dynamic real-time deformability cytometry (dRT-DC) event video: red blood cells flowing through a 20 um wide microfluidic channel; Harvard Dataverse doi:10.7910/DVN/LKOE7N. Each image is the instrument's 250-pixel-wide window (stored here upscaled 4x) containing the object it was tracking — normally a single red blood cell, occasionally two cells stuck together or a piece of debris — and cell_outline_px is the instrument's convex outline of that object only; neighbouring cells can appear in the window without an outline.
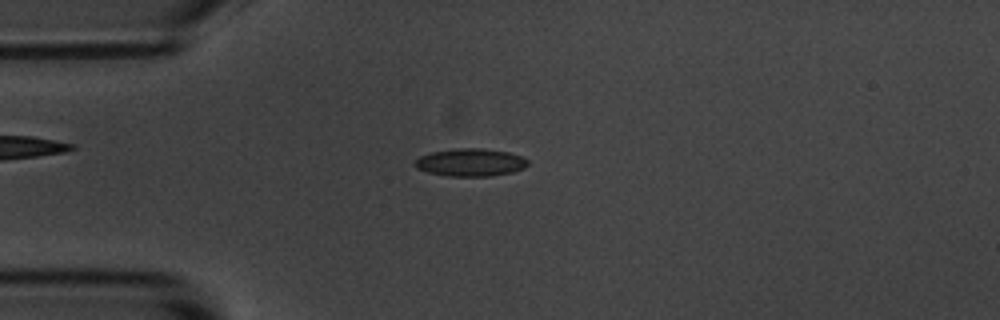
{"species": "common noctule bat (a hibernating species)", "species_latin": "Nyctalus noctula", "temperature_condition": "room temperature", "stored_images_in_passage": 42, "camera_frame_rate_fps": 3000, "um_per_image_px": 0.085, "animal": {"sex": "male", "body_mass_g": 20.1, "forearm_length_mm": 53.5}, "frame": {"image": 1, "passage_image": 1, "time_ms": 0.0, "image_size_px": [1000, 320], "cell_outline_px": [[528, 164], [524, 168], [512, 172], [492, 176], [448, 176], [428, 172], [416, 168], [412, 164], [420, 156], [432, 152], [456, 148], [480, 148], [508, 152], [520, 156], [528, 160]], "centroid_in_image_um": [39.97, 13.81], "position_along_channel_um": 45.0, "area_um2": 18.21}}
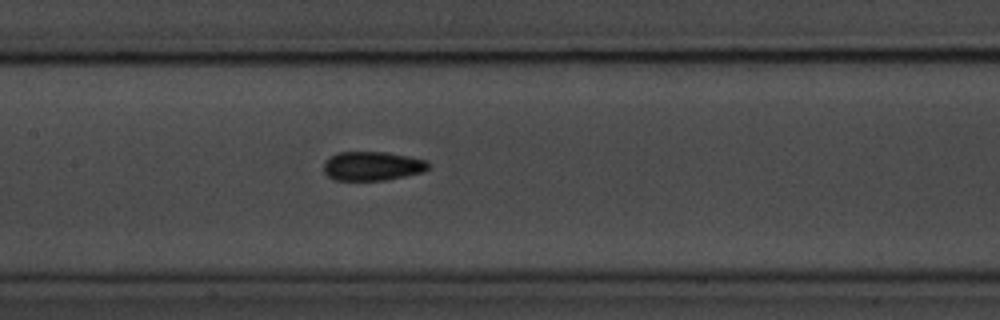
{"frame": {"image": 2, "passage_image": 13, "time_ms": 4.0, "image_size_px": [1000, 320], "cell_outline_px": [[428, 168], [424, 172], [384, 180], [336, 180], [328, 176], [324, 172], [324, 164], [332, 156], [340, 152], [388, 152], [428, 160]], "centroid_in_image_um": [31.68, 14.11], "position_along_channel_um": 175.7, "area_um2": 17.57}}
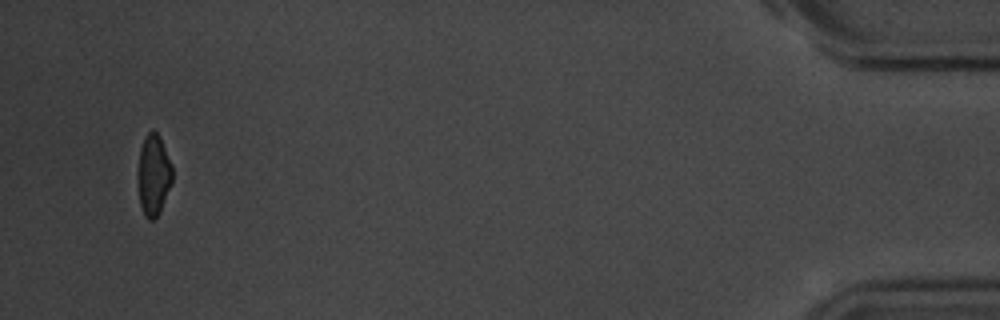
{"frame": {"image": 3, "passage_image": 40, "time_ms": 13.0, "image_size_px": [1000, 320], "cell_outline_px": [[172, 184], [160, 212], [152, 220], [148, 220], [144, 216], [140, 204], [136, 176], [136, 172], [140, 148], [148, 132], [152, 128], [160, 136], [172, 164]], "centroid_in_image_um": [13.03, 14.87], "position_along_channel_um": 422.2, "area_um2": 16.76}, "authors_computed_cell_mechanics": {"area_um2": 17.6001, "velocity_mm_per_s": 3.6458, "shape_relaxation_time_tau1_ms": 3.6584, "shape_relaxation_time_tau2_ms": 1.8311, "deformation_change_tau1": 0.1183, "deformation_change_tau2": 0.0756}}